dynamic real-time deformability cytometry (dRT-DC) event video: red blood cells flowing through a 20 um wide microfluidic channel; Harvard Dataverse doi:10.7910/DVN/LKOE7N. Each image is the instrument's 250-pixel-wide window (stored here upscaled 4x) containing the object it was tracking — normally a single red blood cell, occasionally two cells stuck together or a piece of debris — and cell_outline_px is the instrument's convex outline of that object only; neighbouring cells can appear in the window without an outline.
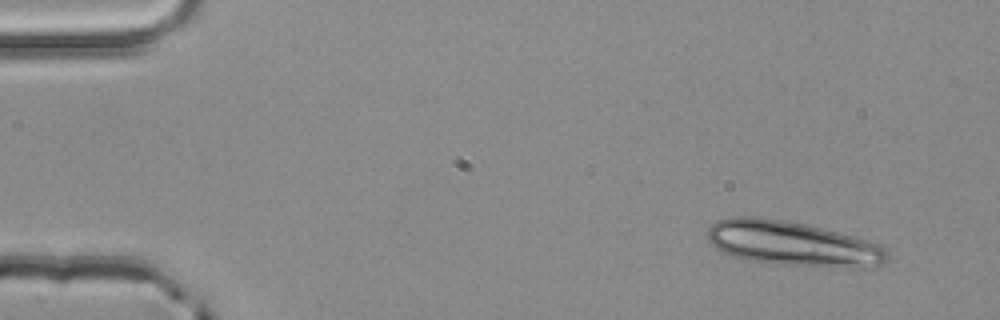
{"species": "common noctule bat (a hibernating species)", "species_latin": "Nyctalus noctula", "temperature_condition": "room temperature", "stored_images_in_passage": 3, "camera_frame_rate_fps": 3000, "um_per_image_px": 0.085, "animal": {"sex": "male", "body_mass_g": 20.4}, "frame": {"image": 1, "passage_image": 1, "time_ms": 0.0, "image_size_px": [1000, 320], "cell_outline_px": [[888, 260], [880, 264], [868, 268], [848, 268], [780, 264], [744, 260], [732, 256], [716, 248], [708, 240], [708, 228], [716, 220], [732, 216], [760, 216], [784, 220], [804, 224], [852, 236], [880, 244], [888, 252]], "centroid_in_image_um": [67.35, 20.71], "position_along_channel_um": 17.7, "area_um2": 46.99}}